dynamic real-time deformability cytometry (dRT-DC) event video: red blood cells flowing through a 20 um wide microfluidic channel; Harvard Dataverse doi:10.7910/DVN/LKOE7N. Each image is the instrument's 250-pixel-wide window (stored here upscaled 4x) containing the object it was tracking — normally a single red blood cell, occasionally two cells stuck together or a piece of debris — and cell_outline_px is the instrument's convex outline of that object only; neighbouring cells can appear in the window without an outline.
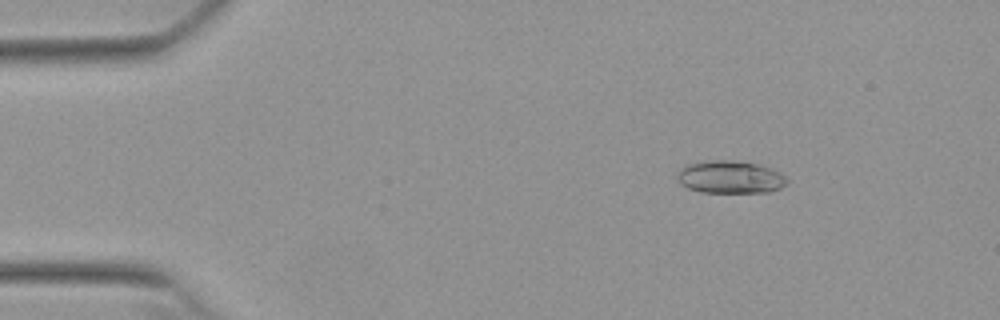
{"species": "Egyptian fruit bat (a non-hibernating species)", "species_latin": "Rousettus aegyptiacus", "temperature_condition": "warm", "stored_images_in_passage": 54, "camera_frame_rate_fps": 3000, "um_per_image_px": 0.085, "animal": {"sex": "female"}, "frame": {"image": 1, "passage_image": 8, "time_ms": 2.333, "image_size_px": [1000, 320], "cell_outline_px": [[788, 184], [780, 188], [768, 192], [704, 192], [688, 188], [680, 184], [676, 176], [676, 172], [680, 168], [688, 164], [704, 160], [732, 160], [760, 164], [772, 168], [780, 172], [788, 180]], "centroid_in_image_um": [62.06, 15.04], "position_along_channel_um": 22.9, "area_um2": 21.15}}
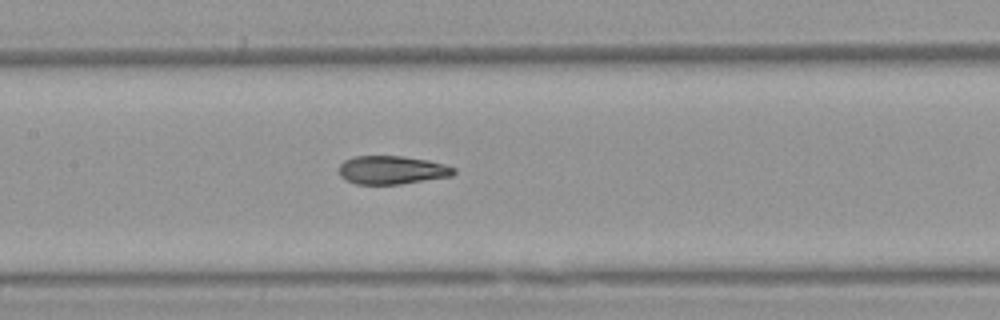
{"frame": {"image": 2, "passage_image": 26, "time_ms": 8.333, "image_size_px": [1000, 320], "cell_outline_px": [[456, 172], [452, 176], [400, 184], [356, 184], [344, 180], [340, 176], [340, 164], [344, 160], [356, 156], [404, 156], [428, 160], [444, 164], [456, 168]], "centroid_in_image_um": [33.32, 14.45], "position_along_channel_um": 174.1, "area_um2": 19.07}}
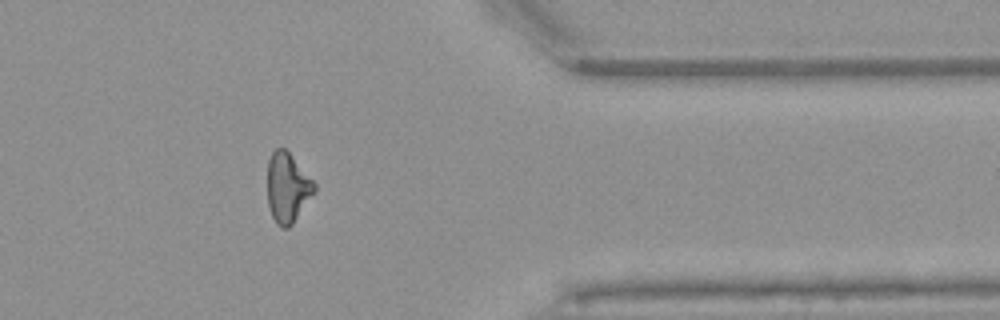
{"frame": {"image": 3, "passage_image": 44, "time_ms": 14.333, "image_size_px": [1000, 320], "cell_outline_px": [[316, 192], [292, 224], [288, 228], [280, 228], [276, 224], [272, 216], [268, 204], [268, 160], [272, 152], [276, 148], [284, 148], [292, 156], [316, 184]], "centroid_in_image_um": [24.44, 15.97], "position_along_channel_um": 387.0, "area_um2": 19.07}, "authors_computed_cell_mechanics": {"area_um2": 19.7676, "velocity_mm_per_s": 3.8323, "shape_relaxation_time_tau1_ms": 7.3074, "shape_relaxation_time_tau2_ms": 1.797, "deformation_change_tau1": 0.2229, "deformation_change_tau2": 0.0927}}